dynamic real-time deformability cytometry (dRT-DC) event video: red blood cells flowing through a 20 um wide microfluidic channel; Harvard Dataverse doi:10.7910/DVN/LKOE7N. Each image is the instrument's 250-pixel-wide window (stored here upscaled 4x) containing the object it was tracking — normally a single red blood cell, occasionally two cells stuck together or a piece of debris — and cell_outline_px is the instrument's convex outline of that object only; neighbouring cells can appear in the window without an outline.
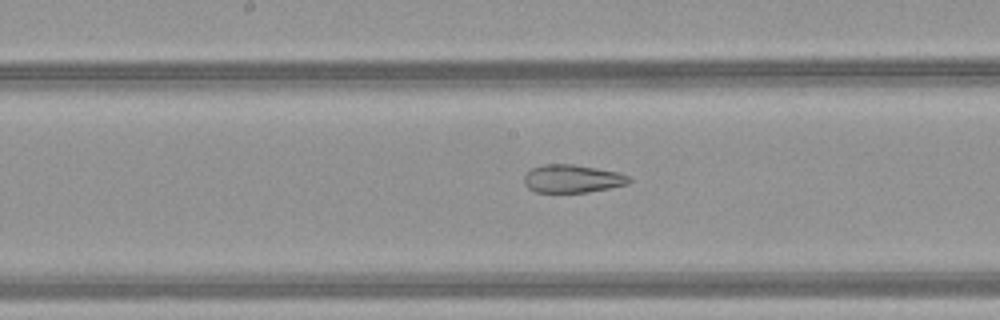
{"species": "common noctule bat (a hibernating species)", "species_latin": "Nyctalus noctula", "temperature_condition": "warm", "stored_images_in_passage": 44, "camera_frame_rate_fps": 3000, "um_per_image_px": 0.085, "animal": {"sex": "female", "body_mass_g": 21.9}, "frame": {"image": 1, "passage_image": 21, "time_ms": 6.667, "image_size_px": [1000, 320], "cell_outline_px": [[632, 180], [628, 184], [588, 192], [536, 192], [528, 188], [524, 184], [524, 176], [532, 168], [544, 164], [572, 164], [620, 172], [628, 176]], "centroid_in_image_um": [48.65, 15.19], "position_along_channel_um": 199.5, "area_um2": 17.11}}
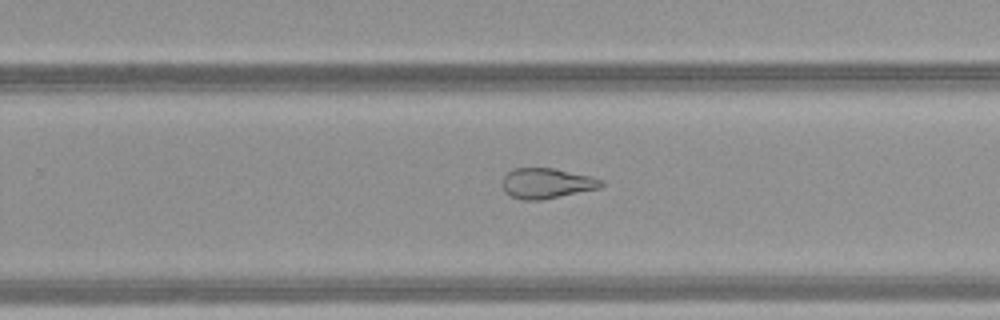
{"frame": {"image": 2, "passage_image": 27, "time_ms": 8.667, "image_size_px": [1000, 320], "cell_outline_px": [[604, 184], [600, 188], [540, 200], [524, 200], [512, 196], [504, 192], [500, 184], [500, 180], [512, 168], [552, 168], [592, 176], [604, 180]], "centroid_in_image_um": [46.44, 15.57], "position_along_channel_um": 283.4, "area_um2": 17.63}}
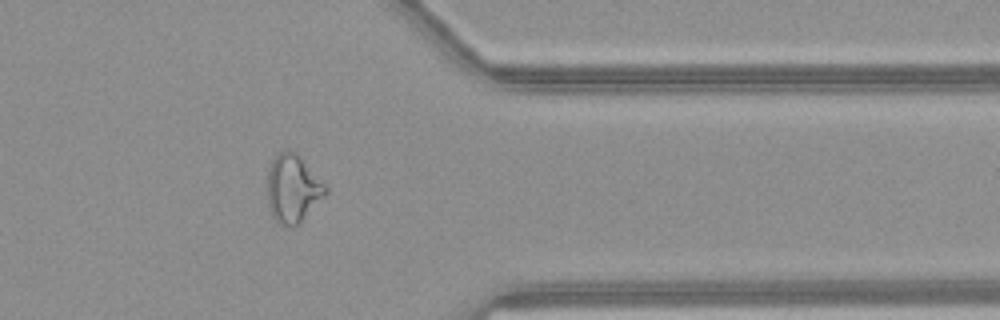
{"frame": {"image": 3, "passage_image": 35, "time_ms": 11.333, "image_size_px": [1000, 320], "cell_outline_px": [[328, 192], [300, 224], [276, 224], [272, 216], [268, 204], [268, 168], [272, 160], [284, 148], [288, 148], [296, 152], [300, 156], [328, 188]], "centroid_in_image_um": [24.89, 16.01], "position_along_channel_um": 386.5, "area_um2": 23.06}, "authors_computed_cell_mechanics": {"area_um2": 23.3512, "velocity_mm_per_s": 4.2129, "shape_relaxation_time_tau1_ms": null, "shape_relaxation_time_tau2_ms": 1.7743, "deformation_change_tau1": null, "deformation_change_tau2": 0.0945}}